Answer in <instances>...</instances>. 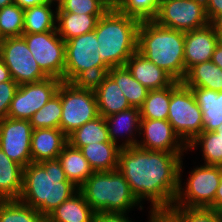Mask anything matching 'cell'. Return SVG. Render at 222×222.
Instances as JSON below:
<instances>
[{"label": "cell", "mask_w": 222, "mask_h": 222, "mask_svg": "<svg viewBox=\"0 0 222 222\" xmlns=\"http://www.w3.org/2000/svg\"><path fill=\"white\" fill-rule=\"evenodd\" d=\"M183 155L137 146L121 148L117 169L140 203L145 199L151 202V210H169L178 192Z\"/></svg>", "instance_id": "cell-1"}, {"label": "cell", "mask_w": 222, "mask_h": 222, "mask_svg": "<svg viewBox=\"0 0 222 222\" xmlns=\"http://www.w3.org/2000/svg\"><path fill=\"white\" fill-rule=\"evenodd\" d=\"M79 188L67 179L60 162H31L23 170V188L18 198L45 218Z\"/></svg>", "instance_id": "cell-2"}, {"label": "cell", "mask_w": 222, "mask_h": 222, "mask_svg": "<svg viewBox=\"0 0 222 222\" xmlns=\"http://www.w3.org/2000/svg\"><path fill=\"white\" fill-rule=\"evenodd\" d=\"M140 21L121 13L112 5L98 20L95 34L98 54L108 68L125 66L137 51Z\"/></svg>", "instance_id": "cell-3"}, {"label": "cell", "mask_w": 222, "mask_h": 222, "mask_svg": "<svg viewBox=\"0 0 222 222\" xmlns=\"http://www.w3.org/2000/svg\"><path fill=\"white\" fill-rule=\"evenodd\" d=\"M185 32L166 28L155 21H141L137 51L181 82L186 74L184 64Z\"/></svg>", "instance_id": "cell-4"}, {"label": "cell", "mask_w": 222, "mask_h": 222, "mask_svg": "<svg viewBox=\"0 0 222 222\" xmlns=\"http://www.w3.org/2000/svg\"><path fill=\"white\" fill-rule=\"evenodd\" d=\"M79 191L96 213H127L138 205L143 210L118 169L93 172L79 187Z\"/></svg>", "instance_id": "cell-5"}, {"label": "cell", "mask_w": 222, "mask_h": 222, "mask_svg": "<svg viewBox=\"0 0 222 222\" xmlns=\"http://www.w3.org/2000/svg\"><path fill=\"white\" fill-rule=\"evenodd\" d=\"M95 31L65 41L64 82L90 83L108 72L98 54Z\"/></svg>", "instance_id": "cell-6"}, {"label": "cell", "mask_w": 222, "mask_h": 222, "mask_svg": "<svg viewBox=\"0 0 222 222\" xmlns=\"http://www.w3.org/2000/svg\"><path fill=\"white\" fill-rule=\"evenodd\" d=\"M57 94L62 105L60 129L67 136L99 116L95 92L90 83L62 81Z\"/></svg>", "instance_id": "cell-7"}, {"label": "cell", "mask_w": 222, "mask_h": 222, "mask_svg": "<svg viewBox=\"0 0 222 222\" xmlns=\"http://www.w3.org/2000/svg\"><path fill=\"white\" fill-rule=\"evenodd\" d=\"M183 161L179 168V187L173 206L187 208H210L214 210V197L219 186L222 166H196L187 178L185 189L182 188L181 172Z\"/></svg>", "instance_id": "cell-8"}, {"label": "cell", "mask_w": 222, "mask_h": 222, "mask_svg": "<svg viewBox=\"0 0 222 222\" xmlns=\"http://www.w3.org/2000/svg\"><path fill=\"white\" fill-rule=\"evenodd\" d=\"M167 121L187 145L203 131V114L191 90L182 83L171 93Z\"/></svg>", "instance_id": "cell-9"}, {"label": "cell", "mask_w": 222, "mask_h": 222, "mask_svg": "<svg viewBox=\"0 0 222 222\" xmlns=\"http://www.w3.org/2000/svg\"><path fill=\"white\" fill-rule=\"evenodd\" d=\"M158 25L182 32L210 24L204 0H161L156 18Z\"/></svg>", "instance_id": "cell-10"}, {"label": "cell", "mask_w": 222, "mask_h": 222, "mask_svg": "<svg viewBox=\"0 0 222 222\" xmlns=\"http://www.w3.org/2000/svg\"><path fill=\"white\" fill-rule=\"evenodd\" d=\"M35 61L47 77L63 81L65 70V41L57 31L23 34Z\"/></svg>", "instance_id": "cell-11"}, {"label": "cell", "mask_w": 222, "mask_h": 222, "mask_svg": "<svg viewBox=\"0 0 222 222\" xmlns=\"http://www.w3.org/2000/svg\"><path fill=\"white\" fill-rule=\"evenodd\" d=\"M0 59L9 69L11 78L18 85L38 82L47 78L22 36L0 40Z\"/></svg>", "instance_id": "cell-12"}, {"label": "cell", "mask_w": 222, "mask_h": 222, "mask_svg": "<svg viewBox=\"0 0 222 222\" xmlns=\"http://www.w3.org/2000/svg\"><path fill=\"white\" fill-rule=\"evenodd\" d=\"M62 80L47 77L44 80L25 83L18 89L11 101L8 118L30 120L55 94Z\"/></svg>", "instance_id": "cell-13"}, {"label": "cell", "mask_w": 222, "mask_h": 222, "mask_svg": "<svg viewBox=\"0 0 222 222\" xmlns=\"http://www.w3.org/2000/svg\"><path fill=\"white\" fill-rule=\"evenodd\" d=\"M29 120L4 118L0 120V148L14 162L26 167L32 162Z\"/></svg>", "instance_id": "cell-14"}, {"label": "cell", "mask_w": 222, "mask_h": 222, "mask_svg": "<svg viewBox=\"0 0 222 222\" xmlns=\"http://www.w3.org/2000/svg\"><path fill=\"white\" fill-rule=\"evenodd\" d=\"M140 135H143V138L136 145L139 148L169 153L187 151V145L174 132L167 120L141 119Z\"/></svg>", "instance_id": "cell-15"}, {"label": "cell", "mask_w": 222, "mask_h": 222, "mask_svg": "<svg viewBox=\"0 0 222 222\" xmlns=\"http://www.w3.org/2000/svg\"><path fill=\"white\" fill-rule=\"evenodd\" d=\"M219 41L220 38L211 24L200 29L185 32V70L187 71L196 64L211 61Z\"/></svg>", "instance_id": "cell-16"}, {"label": "cell", "mask_w": 222, "mask_h": 222, "mask_svg": "<svg viewBox=\"0 0 222 222\" xmlns=\"http://www.w3.org/2000/svg\"><path fill=\"white\" fill-rule=\"evenodd\" d=\"M96 96L99 115L108 117L131 108L127 98L108 74L90 82Z\"/></svg>", "instance_id": "cell-17"}, {"label": "cell", "mask_w": 222, "mask_h": 222, "mask_svg": "<svg viewBox=\"0 0 222 222\" xmlns=\"http://www.w3.org/2000/svg\"><path fill=\"white\" fill-rule=\"evenodd\" d=\"M67 143V135L59 128L34 129L31 135L32 162L57 159Z\"/></svg>", "instance_id": "cell-18"}, {"label": "cell", "mask_w": 222, "mask_h": 222, "mask_svg": "<svg viewBox=\"0 0 222 222\" xmlns=\"http://www.w3.org/2000/svg\"><path fill=\"white\" fill-rule=\"evenodd\" d=\"M125 66L132 76L149 90L166 88L175 81L167 72L138 51L127 60Z\"/></svg>", "instance_id": "cell-19"}, {"label": "cell", "mask_w": 222, "mask_h": 222, "mask_svg": "<svg viewBox=\"0 0 222 222\" xmlns=\"http://www.w3.org/2000/svg\"><path fill=\"white\" fill-rule=\"evenodd\" d=\"M105 121L108 127L111 142H114L117 145L119 136H124L123 131H125L124 133L130 137L128 136L127 138L126 136V139L124 140L125 142H123L120 147L128 148L137 145L139 140H136L137 138L132 136L140 132L141 114L139 108L131 107L127 110L110 115L105 117ZM134 131L136 133H134Z\"/></svg>", "instance_id": "cell-20"}, {"label": "cell", "mask_w": 222, "mask_h": 222, "mask_svg": "<svg viewBox=\"0 0 222 222\" xmlns=\"http://www.w3.org/2000/svg\"><path fill=\"white\" fill-rule=\"evenodd\" d=\"M95 216L96 212L78 191L53 210L46 222H95Z\"/></svg>", "instance_id": "cell-21"}, {"label": "cell", "mask_w": 222, "mask_h": 222, "mask_svg": "<svg viewBox=\"0 0 222 222\" xmlns=\"http://www.w3.org/2000/svg\"><path fill=\"white\" fill-rule=\"evenodd\" d=\"M191 88L203 114V131H215L222 124V91L217 92L202 87Z\"/></svg>", "instance_id": "cell-22"}, {"label": "cell", "mask_w": 222, "mask_h": 222, "mask_svg": "<svg viewBox=\"0 0 222 222\" xmlns=\"http://www.w3.org/2000/svg\"><path fill=\"white\" fill-rule=\"evenodd\" d=\"M23 170L0 148V200H18L23 188Z\"/></svg>", "instance_id": "cell-23"}, {"label": "cell", "mask_w": 222, "mask_h": 222, "mask_svg": "<svg viewBox=\"0 0 222 222\" xmlns=\"http://www.w3.org/2000/svg\"><path fill=\"white\" fill-rule=\"evenodd\" d=\"M94 172L113 171L118 168L121 147L114 142H97L80 148Z\"/></svg>", "instance_id": "cell-24"}, {"label": "cell", "mask_w": 222, "mask_h": 222, "mask_svg": "<svg viewBox=\"0 0 222 222\" xmlns=\"http://www.w3.org/2000/svg\"><path fill=\"white\" fill-rule=\"evenodd\" d=\"M57 160L60 162L67 179L78 188L94 172L81 150L69 143L64 146Z\"/></svg>", "instance_id": "cell-25"}, {"label": "cell", "mask_w": 222, "mask_h": 222, "mask_svg": "<svg viewBox=\"0 0 222 222\" xmlns=\"http://www.w3.org/2000/svg\"><path fill=\"white\" fill-rule=\"evenodd\" d=\"M101 16L102 15L57 12V33L64 41H67L73 37L92 32L95 30Z\"/></svg>", "instance_id": "cell-26"}, {"label": "cell", "mask_w": 222, "mask_h": 222, "mask_svg": "<svg viewBox=\"0 0 222 222\" xmlns=\"http://www.w3.org/2000/svg\"><path fill=\"white\" fill-rule=\"evenodd\" d=\"M186 87H202L217 92L222 91V69L212 61L190 67L181 81Z\"/></svg>", "instance_id": "cell-27"}, {"label": "cell", "mask_w": 222, "mask_h": 222, "mask_svg": "<svg viewBox=\"0 0 222 222\" xmlns=\"http://www.w3.org/2000/svg\"><path fill=\"white\" fill-rule=\"evenodd\" d=\"M181 84L174 81L162 89L149 90L140 109L141 119L167 120L171 93Z\"/></svg>", "instance_id": "cell-28"}, {"label": "cell", "mask_w": 222, "mask_h": 222, "mask_svg": "<svg viewBox=\"0 0 222 222\" xmlns=\"http://www.w3.org/2000/svg\"><path fill=\"white\" fill-rule=\"evenodd\" d=\"M51 8V4L45 3L24 9L23 34L57 31V12Z\"/></svg>", "instance_id": "cell-29"}, {"label": "cell", "mask_w": 222, "mask_h": 222, "mask_svg": "<svg viewBox=\"0 0 222 222\" xmlns=\"http://www.w3.org/2000/svg\"><path fill=\"white\" fill-rule=\"evenodd\" d=\"M67 138L68 143L78 149L91 143L111 142L105 118L101 115L75 129Z\"/></svg>", "instance_id": "cell-30"}, {"label": "cell", "mask_w": 222, "mask_h": 222, "mask_svg": "<svg viewBox=\"0 0 222 222\" xmlns=\"http://www.w3.org/2000/svg\"><path fill=\"white\" fill-rule=\"evenodd\" d=\"M120 87L131 107L140 108L149 89L140 84L126 66L113 67L107 72Z\"/></svg>", "instance_id": "cell-31"}, {"label": "cell", "mask_w": 222, "mask_h": 222, "mask_svg": "<svg viewBox=\"0 0 222 222\" xmlns=\"http://www.w3.org/2000/svg\"><path fill=\"white\" fill-rule=\"evenodd\" d=\"M201 147L204 164L222 166V137L215 131H202L189 144L187 150Z\"/></svg>", "instance_id": "cell-32"}, {"label": "cell", "mask_w": 222, "mask_h": 222, "mask_svg": "<svg viewBox=\"0 0 222 222\" xmlns=\"http://www.w3.org/2000/svg\"><path fill=\"white\" fill-rule=\"evenodd\" d=\"M0 222H46V218L19 200H0Z\"/></svg>", "instance_id": "cell-33"}, {"label": "cell", "mask_w": 222, "mask_h": 222, "mask_svg": "<svg viewBox=\"0 0 222 222\" xmlns=\"http://www.w3.org/2000/svg\"><path fill=\"white\" fill-rule=\"evenodd\" d=\"M121 13L141 21L154 20L161 0H109Z\"/></svg>", "instance_id": "cell-34"}, {"label": "cell", "mask_w": 222, "mask_h": 222, "mask_svg": "<svg viewBox=\"0 0 222 222\" xmlns=\"http://www.w3.org/2000/svg\"><path fill=\"white\" fill-rule=\"evenodd\" d=\"M24 9L12 3L0 9V39L23 35Z\"/></svg>", "instance_id": "cell-35"}, {"label": "cell", "mask_w": 222, "mask_h": 222, "mask_svg": "<svg viewBox=\"0 0 222 222\" xmlns=\"http://www.w3.org/2000/svg\"><path fill=\"white\" fill-rule=\"evenodd\" d=\"M62 116L61 98L55 94L40 110L33 114L30 124L34 129L59 128Z\"/></svg>", "instance_id": "cell-36"}, {"label": "cell", "mask_w": 222, "mask_h": 222, "mask_svg": "<svg viewBox=\"0 0 222 222\" xmlns=\"http://www.w3.org/2000/svg\"><path fill=\"white\" fill-rule=\"evenodd\" d=\"M112 5L109 0H64L56 12L103 15Z\"/></svg>", "instance_id": "cell-37"}, {"label": "cell", "mask_w": 222, "mask_h": 222, "mask_svg": "<svg viewBox=\"0 0 222 222\" xmlns=\"http://www.w3.org/2000/svg\"><path fill=\"white\" fill-rule=\"evenodd\" d=\"M169 211L180 222H222L221 213L210 208L172 206Z\"/></svg>", "instance_id": "cell-38"}, {"label": "cell", "mask_w": 222, "mask_h": 222, "mask_svg": "<svg viewBox=\"0 0 222 222\" xmlns=\"http://www.w3.org/2000/svg\"><path fill=\"white\" fill-rule=\"evenodd\" d=\"M18 86L13 79L0 83V120L7 117L11 101L14 98Z\"/></svg>", "instance_id": "cell-39"}, {"label": "cell", "mask_w": 222, "mask_h": 222, "mask_svg": "<svg viewBox=\"0 0 222 222\" xmlns=\"http://www.w3.org/2000/svg\"><path fill=\"white\" fill-rule=\"evenodd\" d=\"M126 213H96L95 222H132Z\"/></svg>", "instance_id": "cell-40"}, {"label": "cell", "mask_w": 222, "mask_h": 222, "mask_svg": "<svg viewBox=\"0 0 222 222\" xmlns=\"http://www.w3.org/2000/svg\"><path fill=\"white\" fill-rule=\"evenodd\" d=\"M205 10L210 23L222 14V0H204Z\"/></svg>", "instance_id": "cell-41"}, {"label": "cell", "mask_w": 222, "mask_h": 222, "mask_svg": "<svg viewBox=\"0 0 222 222\" xmlns=\"http://www.w3.org/2000/svg\"><path fill=\"white\" fill-rule=\"evenodd\" d=\"M149 222H180L169 210H150Z\"/></svg>", "instance_id": "cell-42"}, {"label": "cell", "mask_w": 222, "mask_h": 222, "mask_svg": "<svg viewBox=\"0 0 222 222\" xmlns=\"http://www.w3.org/2000/svg\"><path fill=\"white\" fill-rule=\"evenodd\" d=\"M214 210L222 213V174L219 186L214 197Z\"/></svg>", "instance_id": "cell-43"}, {"label": "cell", "mask_w": 222, "mask_h": 222, "mask_svg": "<svg viewBox=\"0 0 222 222\" xmlns=\"http://www.w3.org/2000/svg\"><path fill=\"white\" fill-rule=\"evenodd\" d=\"M22 9H27L33 6L42 5L47 3V0H14Z\"/></svg>", "instance_id": "cell-44"}, {"label": "cell", "mask_w": 222, "mask_h": 222, "mask_svg": "<svg viewBox=\"0 0 222 222\" xmlns=\"http://www.w3.org/2000/svg\"><path fill=\"white\" fill-rule=\"evenodd\" d=\"M211 61L222 69V41H219L213 52Z\"/></svg>", "instance_id": "cell-45"}, {"label": "cell", "mask_w": 222, "mask_h": 222, "mask_svg": "<svg viewBox=\"0 0 222 222\" xmlns=\"http://www.w3.org/2000/svg\"><path fill=\"white\" fill-rule=\"evenodd\" d=\"M11 79L12 78H11L9 69L4 64V62L0 59V83L5 82V81H10Z\"/></svg>", "instance_id": "cell-46"}, {"label": "cell", "mask_w": 222, "mask_h": 222, "mask_svg": "<svg viewBox=\"0 0 222 222\" xmlns=\"http://www.w3.org/2000/svg\"><path fill=\"white\" fill-rule=\"evenodd\" d=\"M220 41H222V14L218 15L211 23Z\"/></svg>", "instance_id": "cell-47"}, {"label": "cell", "mask_w": 222, "mask_h": 222, "mask_svg": "<svg viewBox=\"0 0 222 222\" xmlns=\"http://www.w3.org/2000/svg\"><path fill=\"white\" fill-rule=\"evenodd\" d=\"M14 3V0H0V9Z\"/></svg>", "instance_id": "cell-48"}, {"label": "cell", "mask_w": 222, "mask_h": 222, "mask_svg": "<svg viewBox=\"0 0 222 222\" xmlns=\"http://www.w3.org/2000/svg\"><path fill=\"white\" fill-rule=\"evenodd\" d=\"M54 2L57 3L56 4L57 5L56 8H58L64 2V0H47V3L51 4V5H55Z\"/></svg>", "instance_id": "cell-49"}, {"label": "cell", "mask_w": 222, "mask_h": 222, "mask_svg": "<svg viewBox=\"0 0 222 222\" xmlns=\"http://www.w3.org/2000/svg\"><path fill=\"white\" fill-rule=\"evenodd\" d=\"M215 132H217L219 135H221L222 137V124H220L217 129L215 130Z\"/></svg>", "instance_id": "cell-50"}]
</instances>
